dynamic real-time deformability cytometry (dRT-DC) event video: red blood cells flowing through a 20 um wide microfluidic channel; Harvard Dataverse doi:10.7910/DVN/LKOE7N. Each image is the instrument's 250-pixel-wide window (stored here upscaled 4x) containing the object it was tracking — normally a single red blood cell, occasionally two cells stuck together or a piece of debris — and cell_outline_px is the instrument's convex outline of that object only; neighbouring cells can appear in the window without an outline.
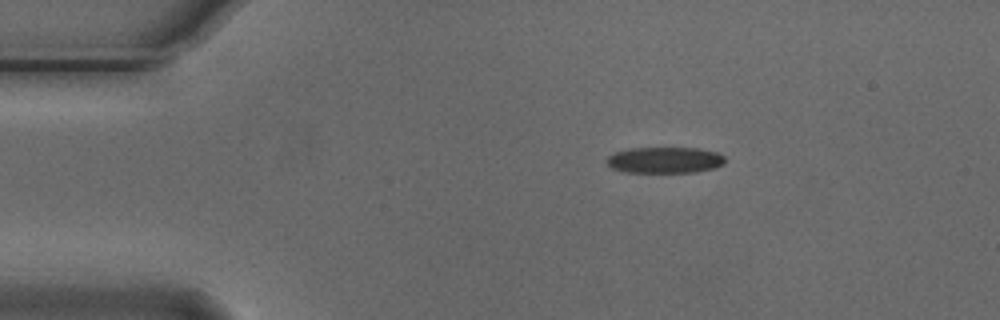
{"species": "Egyptian fruit bat (a non-hibernating species)", "species_latin": "Rousettus aegyptiacus", "temperature_condition": "cold", "stored_images_in_passage": 7, "camera_frame_rate_fps": 3000, "um_per_image_px": 0.085, "animal": {"sex": "male"}, "frame": {"image": 1, "passage_image": 1, "time_ms": 0.0, "image_size_px": [1000, 320], "cell_outline_px": [[724, 164], [716, 168], [696, 172], [628, 172], [612, 168], [604, 160], [612, 152], [628, 148], [700, 148], [716, 152], [724, 156]], "centroid_in_image_um": [56.49, 13.6], "position_along_channel_um": 28.5, "area_um2": 18.21}}
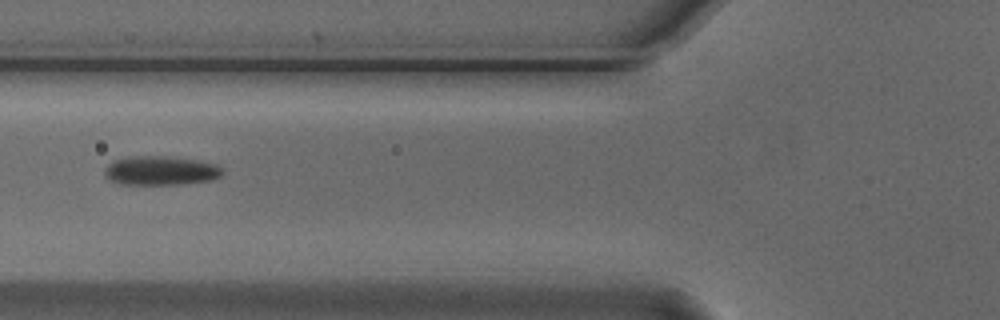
{"frame": {"image": 2, "passage_image": 4, "time_ms": 1.0, "image_size_px": [1000, 320], "cell_outline_px": [[224, 172], [220, 176], [212, 180], [184, 184], [120, 184], [104, 176], [104, 168], [112, 160], [128, 156], [168, 156], [196, 160], [216, 164], [224, 168]], "centroid_in_image_um": [13.66, 14.49], "position_along_channel_um": 112.1, "area_um2": 20.23}}
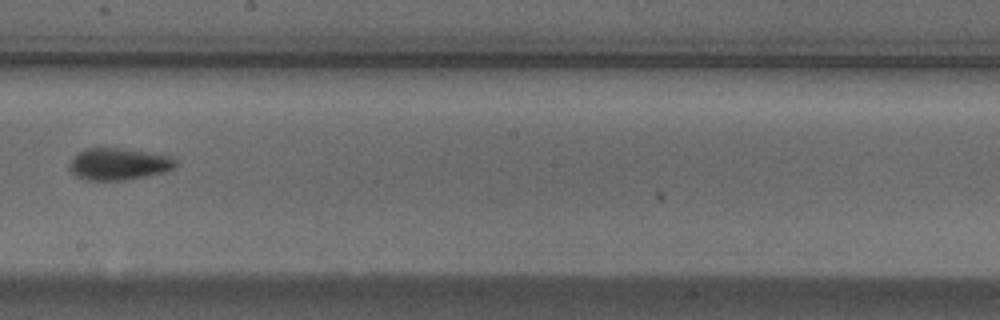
{"frame": {"image": 3, "passage_image": 7, "time_ms": 2.0, "image_size_px": [1000, 320], "cell_outline_px": [[176, 168], [164, 172], [124, 180], [84, 180], [76, 176], [68, 168], [68, 164], [72, 156], [76, 152], [84, 148], [124, 148], [172, 156], [176, 160]], "centroid_in_image_um": [10.04, 13.93], "position_along_channel_um": 238.2, "area_um2": 20.06}}